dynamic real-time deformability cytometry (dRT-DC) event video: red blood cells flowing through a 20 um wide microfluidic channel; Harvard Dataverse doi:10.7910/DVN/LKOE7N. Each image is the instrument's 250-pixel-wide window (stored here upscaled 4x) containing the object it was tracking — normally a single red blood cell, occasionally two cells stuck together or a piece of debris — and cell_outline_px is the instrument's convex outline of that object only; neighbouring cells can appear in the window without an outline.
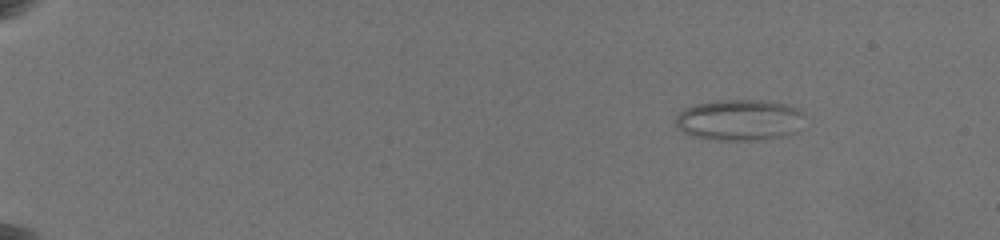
{"species": "common noctule bat (a hibernating species)", "species_latin": "Nyctalus noctula", "temperature_condition": "warm", "stored_images_in_passage": 51, "camera_frame_rate_fps": 3000, "um_per_image_px": 0.085, "animal": {"sex": "female", "body_mass_g": 19.5, "forearm_length_mm": 54.1}, "frame": {"image": 1, "passage_image": 1, "time_ms": 0.0, "image_size_px": [1000, 240], "cell_outline_px": [[804, 112], [796, 132], [788, 136], [756, 140], [720, 140], [692, 136], [676, 128], [676, 116], [684, 108], [696, 104], [728, 100], [760, 100], [784, 104], [800, 108]], "centroid_in_image_um": [62.86, 10.21], "position_along_channel_um": 22.1, "area_um2": 30.81}}
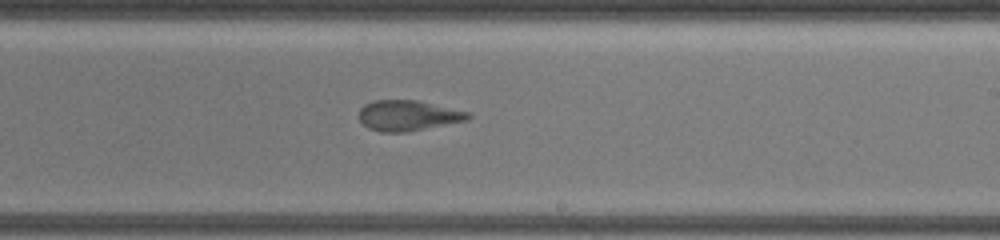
{"frame": {"image": 2, "passage_image": 31, "time_ms": 10.333, "image_size_px": [1000, 240], "cell_outline_px": [[472, 116], [468, 120], [404, 132], [380, 132], [368, 128], [360, 120], [360, 108], [364, 104], [376, 100], [416, 100], [468, 112]], "centroid_in_image_um": [34.66, 9.82], "position_along_channel_um": 254.3, "area_um2": 19.07}}
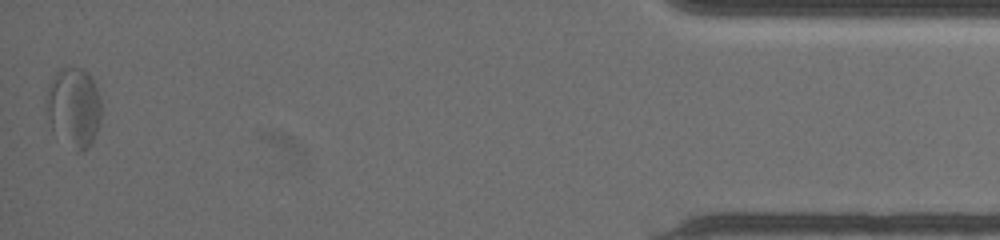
{"frame": {"image": 3, "passage_image": 51, "time_ms": 17.0, "image_size_px": [1000, 240], "cell_outline_px": [[100, 116], [96, 132], [88, 148], [80, 152], [76, 152], [52, 132], [44, 108], [44, 100], [48, 84], [56, 72], [60, 68], [80, 68], [88, 72], [96, 88], [100, 100]], "centroid_in_image_um": [6.2, 9.14], "position_along_channel_um": 429.0, "area_um2": 25.89}, "authors_computed_cell_mechanics": {"area_um2": 21.097, "velocity_mm_per_s": 3.682, "shape_relaxation_time_tau1_ms": null, "shape_relaxation_time_tau2_ms": 1.5978, "deformation_change_tau1": null, "deformation_change_tau2": 0.0833}}